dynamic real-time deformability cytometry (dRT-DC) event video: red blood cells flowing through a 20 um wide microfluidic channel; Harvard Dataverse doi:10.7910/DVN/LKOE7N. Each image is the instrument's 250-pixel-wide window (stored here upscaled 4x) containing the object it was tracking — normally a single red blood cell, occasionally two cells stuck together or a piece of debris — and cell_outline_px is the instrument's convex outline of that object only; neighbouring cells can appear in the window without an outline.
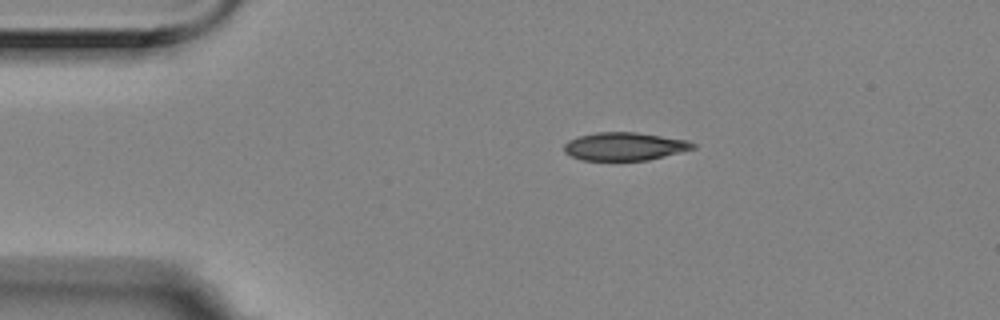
{"species": "Egyptian fruit bat (a non-hibernating species)", "species_latin": "Rousettus aegyptiacus", "temperature_condition": "room temperature", "stored_images_in_passage": 9, "camera_frame_rate_fps": 3000, "um_per_image_px": 0.085, "animal": {"sex": "female"}, "frame": {"image": 1, "passage_image": 1, "time_ms": 0.0, "image_size_px": [1000, 320], "cell_outline_px": [[696, 148], [648, 160], [584, 160], [572, 156], [564, 152], [564, 144], [568, 140], [580, 136], [596, 132], [636, 132], [688, 140], [696, 144]], "centroid_in_image_um": [53.1, 12.44], "position_along_channel_um": 31.9, "area_um2": 20.98}}
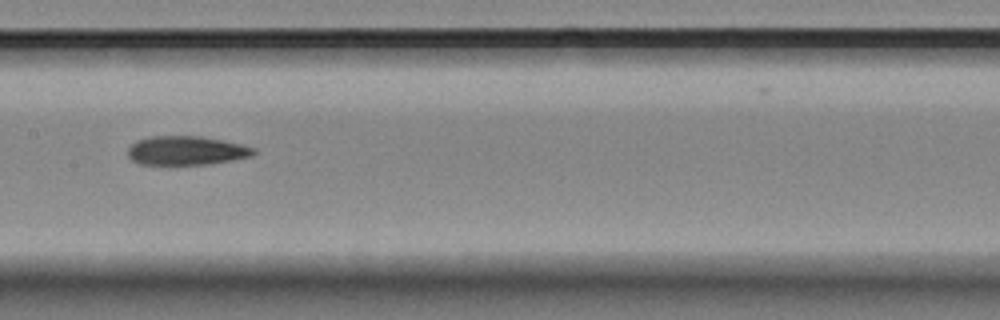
{"frame": {"image": 2, "passage_image": 6, "time_ms": 1.667, "image_size_px": [1000, 320], "cell_outline_px": [[256, 152], [252, 156], [232, 160], [204, 164], [140, 164], [132, 160], [128, 156], [128, 148], [136, 140], [148, 136], [204, 136], [224, 140], [256, 148]], "centroid_in_image_um": [15.84, 12.78], "position_along_channel_um": 191.6, "area_um2": 21.27}}
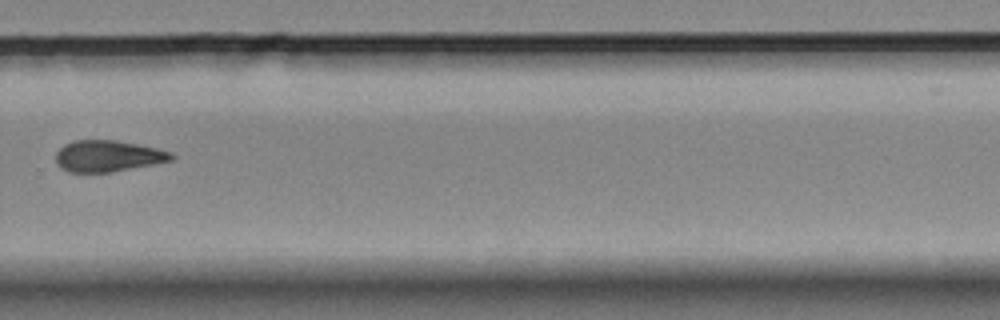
{"frame": {"image": 3, "passage_image": 9, "time_ms": 2.667, "image_size_px": [1000, 320], "cell_outline_px": [[176, 156], [172, 160], [112, 172], [68, 172], [60, 168], [56, 164], [56, 152], [64, 144], [72, 140], [116, 140], [156, 148], [172, 152]], "centroid_in_image_um": [9.14, 13.26], "position_along_channel_um": 320.7, "area_um2": 21.15}}